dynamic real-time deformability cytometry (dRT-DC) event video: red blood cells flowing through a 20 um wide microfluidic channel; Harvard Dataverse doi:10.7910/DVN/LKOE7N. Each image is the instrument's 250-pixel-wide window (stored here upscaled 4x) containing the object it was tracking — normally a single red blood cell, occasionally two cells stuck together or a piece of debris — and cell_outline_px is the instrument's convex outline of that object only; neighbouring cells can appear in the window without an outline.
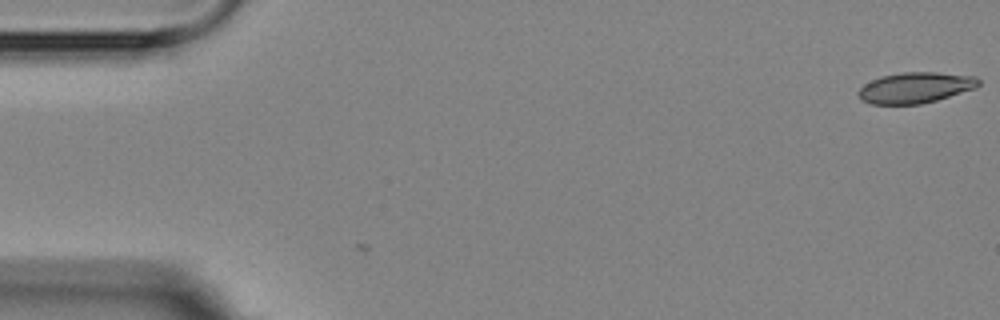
{"species": "Egyptian fruit bat (a non-hibernating species)", "species_latin": "Rousettus aegyptiacus", "temperature_condition": "room temperature", "stored_images_in_passage": 2, "camera_frame_rate_fps": 3000, "um_per_image_px": 0.085, "animal": {"sex": "female"}, "frame": {"image": 1, "passage_image": 2, "time_ms": 1.0, "image_size_px": [1000, 320], "cell_outline_px": [[980, 84], [976, 88], [936, 100], [920, 104], [868, 104], [860, 100], [856, 92], [864, 84], [880, 76], [904, 72], [936, 72], [976, 76], [980, 80]], "centroid_in_image_um": [77.78, 7.45], "position_along_channel_um": 7.2, "area_um2": 21.73}}